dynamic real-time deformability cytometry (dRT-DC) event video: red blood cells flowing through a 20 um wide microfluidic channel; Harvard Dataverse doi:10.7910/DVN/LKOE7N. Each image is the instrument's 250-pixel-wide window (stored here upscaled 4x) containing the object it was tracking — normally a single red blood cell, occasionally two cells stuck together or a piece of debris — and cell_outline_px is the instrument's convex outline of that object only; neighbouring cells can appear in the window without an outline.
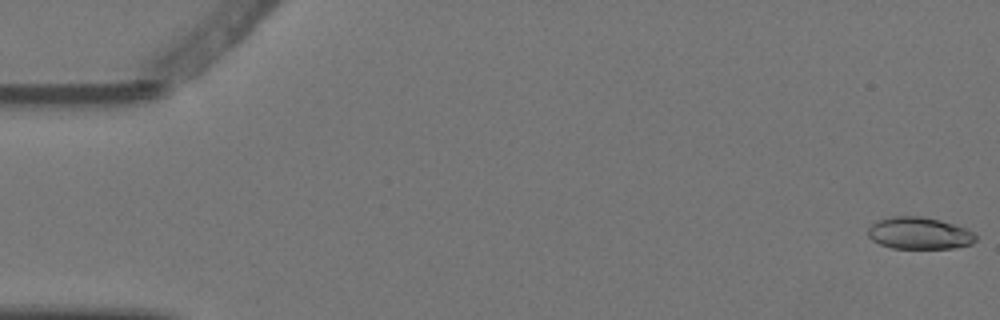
{"species": "Egyptian fruit bat (a non-hibernating species)", "species_latin": "Rousettus aegyptiacus", "temperature_condition": "warm", "stored_images_in_passage": 7, "camera_frame_rate_fps": 3000, "um_per_image_px": 0.085, "animal": {"sex": "female"}, "frame": {"image": 1, "passage_image": 1, "time_ms": 0.0, "image_size_px": [1000, 320], "cell_outline_px": [[976, 240], [972, 244], [952, 248], [892, 248], [880, 244], [872, 240], [868, 236], [868, 228], [876, 220], [892, 216], [920, 216], [940, 220], [968, 228], [976, 232]], "centroid_in_image_um": [78.16, 19.81], "position_along_channel_um": 6.8, "area_um2": 20.29}}
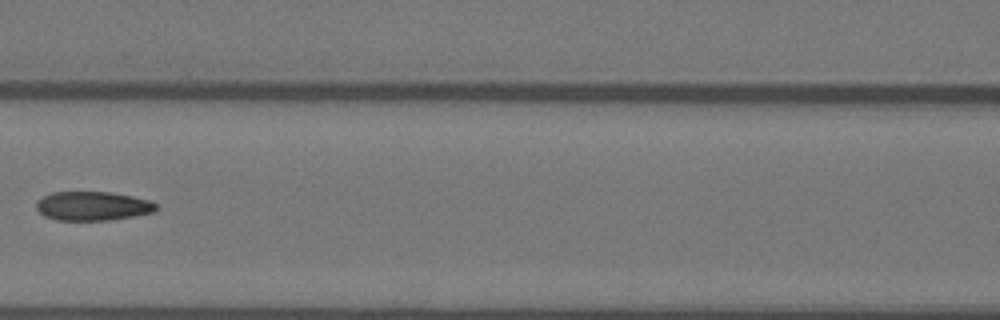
{"frame": {"image": 2, "passage_image": 6, "time_ms": 1.667, "image_size_px": [1000, 320], "cell_outline_px": [[156, 212], [136, 216], [108, 220], [56, 220], [44, 216], [36, 208], [36, 200], [52, 192], [112, 192], [152, 200], [156, 204]], "centroid_in_image_um": [7.9, 17.51], "position_along_channel_um": 158.7, "area_um2": 20.46}}
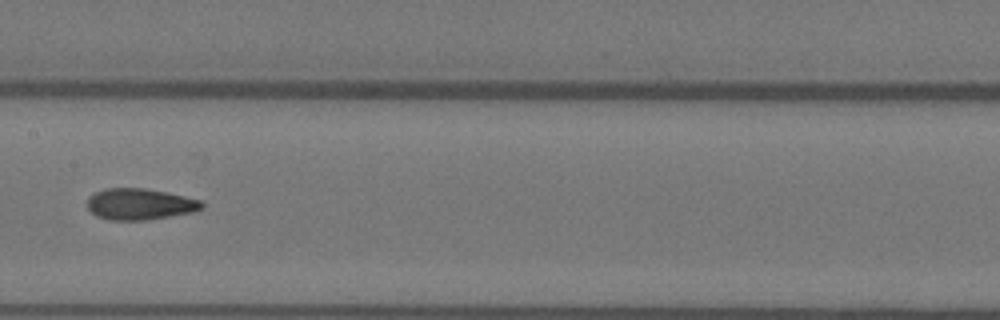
{"frame": {"image": 3, "passage_image": 7, "time_ms": 2.0, "image_size_px": [1000, 320], "cell_outline_px": [[204, 208], [192, 212], [144, 220], [108, 220], [96, 216], [88, 208], [88, 196], [104, 188], [144, 188], [184, 196], [200, 200], [204, 204]], "centroid_in_image_um": [11.86, 17.35], "position_along_channel_um": 195.5, "area_um2": 20.75}}